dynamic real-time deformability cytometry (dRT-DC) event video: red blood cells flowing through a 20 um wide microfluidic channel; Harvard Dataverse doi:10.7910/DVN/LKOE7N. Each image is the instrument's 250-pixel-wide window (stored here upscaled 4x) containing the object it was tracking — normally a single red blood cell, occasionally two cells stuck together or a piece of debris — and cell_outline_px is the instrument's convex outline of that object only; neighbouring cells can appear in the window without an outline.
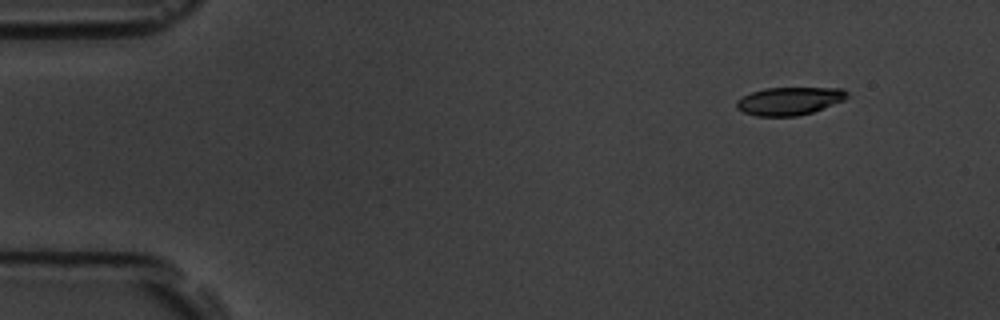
{"species": "common noctule bat (a hibernating species)", "species_latin": "Nyctalus noctula", "temperature_condition": "room temperature", "stored_images_in_passage": 5, "segment_of_instrument_passage": [1, 2], "camera_frame_rate_fps": 3000, "um_per_image_px": 0.085, "animal": {"sex": "male", "body_mass_g": 19.5, "forearm_length_mm": 54.6}, "frame": {"image": 1, "passage_image": 2, "time_ms": 1.0, "image_size_px": [1000, 320], "cell_outline_px": [[848, 96], [844, 100], [812, 112], [796, 116], [756, 116], [744, 112], [736, 108], [736, 100], [752, 92], [764, 88], [844, 88], [848, 92]], "centroid_in_image_um": [67.09, 8.58], "position_along_channel_um": 17.9, "area_um2": 17.92}}